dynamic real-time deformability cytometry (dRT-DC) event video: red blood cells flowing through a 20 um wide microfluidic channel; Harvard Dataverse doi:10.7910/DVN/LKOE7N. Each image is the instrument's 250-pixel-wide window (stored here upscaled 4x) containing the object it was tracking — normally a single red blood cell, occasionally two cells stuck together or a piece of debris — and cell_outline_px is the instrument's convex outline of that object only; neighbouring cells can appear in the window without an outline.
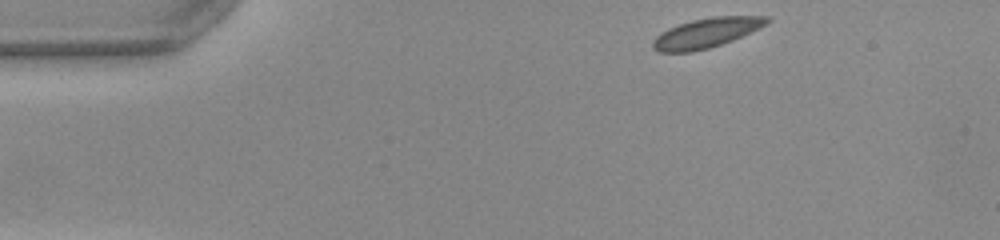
{"species": "common noctule bat (a hibernating species)", "species_latin": "Nyctalus noctula", "temperature_condition": "warm", "stored_images_in_passage": 11, "camera_frame_rate_fps": 3000, "um_per_image_px": 0.085, "animal": {"sex": "female", "body_mass_g": 22.0, "forearm_length_mm": 56.7}, "frame": {"image": 1, "passage_image": 1, "time_ms": 0.0, "image_size_px": [1000, 240], "cell_outline_px": [[772, 20], [768, 24], [760, 28], [732, 40], [708, 48], [692, 52], [660, 52], [652, 48], [652, 40], [660, 32], [668, 28], [692, 20], [712, 16], [768, 16]], "centroid_in_image_um": [60.04, 2.79], "position_along_channel_um": 25.0, "area_um2": 19.77}}
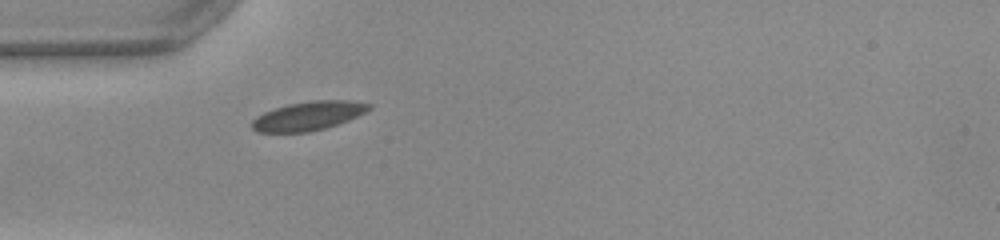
{"frame": {"image": 2, "passage_image": 9, "time_ms": 2.667, "image_size_px": [1000, 240], "cell_outline_px": [[372, 108], [348, 120], [324, 128], [308, 132], [256, 132], [252, 128], [252, 120], [256, 116], [264, 112], [288, 104], [312, 100], [348, 100], [372, 104]], "centroid_in_image_um": [26.19, 9.84], "position_along_channel_um": 58.8, "area_um2": 19.54}}